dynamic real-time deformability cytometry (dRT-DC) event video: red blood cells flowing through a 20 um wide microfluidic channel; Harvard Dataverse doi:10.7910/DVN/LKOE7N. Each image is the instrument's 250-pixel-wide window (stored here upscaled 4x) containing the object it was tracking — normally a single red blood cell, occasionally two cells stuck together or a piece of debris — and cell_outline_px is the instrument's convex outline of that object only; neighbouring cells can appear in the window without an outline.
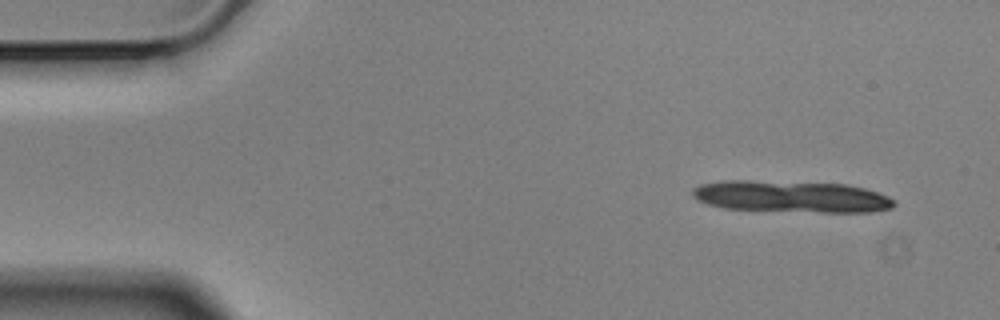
{"species": "Egyptian fruit bat (a non-hibernating species)", "species_latin": "Rousettus aegyptiacus", "temperature_condition": "cold", "stored_images_in_passage": 4, "camera_frame_rate_fps": 3000, "um_per_image_px": 0.085, "animal": {"sex": "male"}, "frame": {"image": 1, "passage_image": 1, "time_ms": 0.0, "image_size_px": [1000, 320], "cell_outline_px": [[896, 204], [892, 208], [872, 212], [820, 212], [724, 208], [708, 204], [696, 200], [692, 196], [692, 188], [700, 184], [720, 180], [748, 180], [848, 184], [864, 188], [888, 196], [896, 200]], "centroid_in_image_um": [67.25, 16.7], "position_along_channel_um": 17.7, "area_um2": 37.45}}
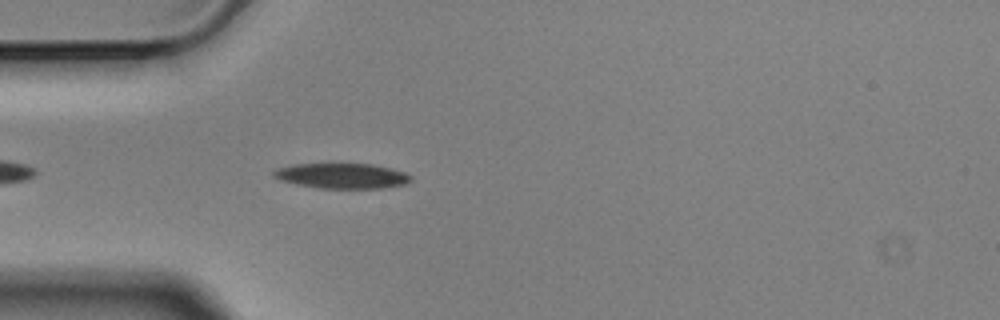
{"frame": {"image": 2, "passage_image": 4, "time_ms": 1.0, "image_size_px": [1000, 320], "cell_outline_px": [[412, 180], [404, 184], [380, 188], [320, 188], [300, 184], [284, 180], [272, 176], [272, 172], [276, 168], [292, 164], [332, 160], [372, 164], [392, 168], [404, 172], [412, 176]], "centroid_in_image_um": [29.04, 14.87], "position_along_channel_um": 56.0, "area_um2": 21.1}}